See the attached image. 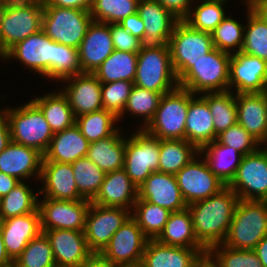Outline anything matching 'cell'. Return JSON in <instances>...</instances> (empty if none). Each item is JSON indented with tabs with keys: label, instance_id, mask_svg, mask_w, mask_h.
<instances>
[{
	"label": "cell",
	"instance_id": "45",
	"mask_svg": "<svg viewBox=\"0 0 267 267\" xmlns=\"http://www.w3.org/2000/svg\"><path fill=\"white\" fill-rule=\"evenodd\" d=\"M163 95L164 93L154 92L134 85L123 112L118 116V120L125 114V110H127L129 114L143 117L144 124L142 126L144 127H140V129L145 128L153 119Z\"/></svg>",
	"mask_w": 267,
	"mask_h": 267
},
{
	"label": "cell",
	"instance_id": "38",
	"mask_svg": "<svg viewBox=\"0 0 267 267\" xmlns=\"http://www.w3.org/2000/svg\"><path fill=\"white\" fill-rule=\"evenodd\" d=\"M26 182L20 181L0 201V220L32 213L38 209V193L33 194Z\"/></svg>",
	"mask_w": 267,
	"mask_h": 267
},
{
	"label": "cell",
	"instance_id": "31",
	"mask_svg": "<svg viewBox=\"0 0 267 267\" xmlns=\"http://www.w3.org/2000/svg\"><path fill=\"white\" fill-rule=\"evenodd\" d=\"M204 157L210 171L226 186L235 177L243 155L231 146H226L214 140L199 149V155Z\"/></svg>",
	"mask_w": 267,
	"mask_h": 267
},
{
	"label": "cell",
	"instance_id": "66",
	"mask_svg": "<svg viewBox=\"0 0 267 267\" xmlns=\"http://www.w3.org/2000/svg\"><path fill=\"white\" fill-rule=\"evenodd\" d=\"M54 267H70V266H59V265H55Z\"/></svg>",
	"mask_w": 267,
	"mask_h": 267
},
{
	"label": "cell",
	"instance_id": "50",
	"mask_svg": "<svg viewBox=\"0 0 267 267\" xmlns=\"http://www.w3.org/2000/svg\"><path fill=\"white\" fill-rule=\"evenodd\" d=\"M81 73L78 49L55 42L54 79L60 80Z\"/></svg>",
	"mask_w": 267,
	"mask_h": 267
},
{
	"label": "cell",
	"instance_id": "56",
	"mask_svg": "<svg viewBox=\"0 0 267 267\" xmlns=\"http://www.w3.org/2000/svg\"><path fill=\"white\" fill-rule=\"evenodd\" d=\"M11 142L10 127L7 116L0 110V152Z\"/></svg>",
	"mask_w": 267,
	"mask_h": 267
},
{
	"label": "cell",
	"instance_id": "53",
	"mask_svg": "<svg viewBox=\"0 0 267 267\" xmlns=\"http://www.w3.org/2000/svg\"><path fill=\"white\" fill-rule=\"evenodd\" d=\"M160 3L166 10H168L171 14H173L177 19L184 20L191 7V3L193 0H156Z\"/></svg>",
	"mask_w": 267,
	"mask_h": 267
},
{
	"label": "cell",
	"instance_id": "19",
	"mask_svg": "<svg viewBox=\"0 0 267 267\" xmlns=\"http://www.w3.org/2000/svg\"><path fill=\"white\" fill-rule=\"evenodd\" d=\"M206 248L165 245L149 239L143 253L142 267H200L206 261Z\"/></svg>",
	"mask_w": 267,
	"mask_h": 267
},
{
	"label": "cell",
	"instance_id": "61",
	"mask_svg": "<svg viewBox=\"0 0 267 267\" xmlns=\"http://www.w3.org/2000/svg\"><path fill=\"white\" fill-rule=\"evenodd\" d=\"M14 261L9 257L6 252L3 237L0 232V267H13Z\"/></svg>",
	"mask_w": 267,
	"mask_h": 267
},
{
	"label": "cell",
	"instance_id": "32",
	"mask_svg": "<svg viewBox=\"0 0 267 267\" xmlns=\"http://www.w3.org/2000/svg\"><path fill=\"white\" fill-rule=\"evenodd\" d=\"M119 130L89 145L87 157L105 173L124 168L125 139Z\"/></svg>",
	"mask_w": 267,
	"mask_h": 267
},
{
	"label": "cell",
	"instance_id": "21",
	"mask_svg": "<svg viewBox=\"0 0 267 267\" xmlns=\"http://www.w3.org/2000/svg\"><path fill=\"white\" fill-rule=\"evenodd\" d=\"M44 233L50 241L56 265L81 267L93 255L84 231L53 229Z\"/></svg>",
	"mask_w": 267,
	"mask_h": 267
},
{
	"label": "cell",
	"instance_id": "51",
	"mask_svg": "<svg viewBox=\"0 0 267 267\" xmlns=\"http://www.w3.org/2000/svg\"><path fill=\"white\" fill-rule=\"evenodd\" d=\"M216 140L223 145L235 148L243 156L254 153L259 149V145H261L239 123L230 126L219 134Z\"/></svg>",
	"mask_w": 267,
	"mask_h": 267
},
{
	"label": "cell",
	"instance_id": "42",
	"mask_svg": "<svg viewBox=\"0 0 267 267\" xmlns=\"http://www.w3.org/2000/svg\"><path fill=\"white\" fill-rule=\"evenodd\" d=\"M71 165L79 194L84 199L92 201L99 192L106 173L87 156L77 159Z\"/></svg>",
	"mask_w": 267,
	"mask_h": 267
},
{
	"label": "cell",
	"instance_id": "48",
	"mask_svg": "<svg viewBox=\"0 0 267 267\" xmlns=\"http://www.w3.org/2000/svg\"><path fill=\"white\" fill-rule=\"evenodd\" d=\"M245 26L240 22L232 19V17H225L222 22L210 33L213 47L220 51L232 54L235 47L237 50L234 53L241 52L243 44Z\"/></svg>",
	"mask_w": 267,
	"mask_h": 267
},
{
	"label": "cell",
	"instance_id": "65",
	"mask_svg": "<svg viewBox=\"0 0 267 267\" xmlns=\"http://www.w3.org/2000/svg\"><path fill=\"white\" fill-rule=\"evenodd\" d=\"M121 267H142L141 265H136V266H121Z\"/></svg>",
	"mask_w": 267,
	"mask_h": 267
},
{
	"label": "cell",
	"instance_id": "35",
	"mask_svg": "<svg viewBox=\"0 0 267 267\" xmlns=\"http://www.w3.org/2000/svg\"><path fill=\"white\" fill-rule=\"evenodd\" d=\"M31 101L41 110L53 134L73 126L76 122L73 110L62 91L51 92Z\"/></svg>",
	"mask_w": 267,
	"mask_h": 267
},
{
	"label": "cell",
	"instance_id": "27",
	"mask_svg": "<svg viewBox=\"0 0 267 267\" xmlns=\"http://www.w3.org/2000/svg\"><path fill=\"white\" fill-rule=\"evenodd\" d=\"M138 199V187L127 175L124 168L106 173L99 192L91 201L106 207H121L132 210Z\"/></svg>",
	"mask_w": 267,
	"mask_h": 267
},
{
	"label": "cell",
	"instance_id": "34",
	"mask_svg": "<svg viewBox=\"0 0 267 267\" xmlns=\"http://www.w3.org/2000/svg\"><path fill=\"white\" fill-rule=\"evenodd\" d=\"M159 147L158 172L161 173L175 175L194 157H199V149L185 139H159Z\"/></svg>",
	"mask_w": 267,
	"mask_h": 267
},
{
	"label": "cell",
	"instance_id": "33",
	"mask_svg": "<svg viewBox=\"0 0 267 267\" xmlns=\"http://www.w3.org/2000/svg\"><path fill=\"white\" fill-rule=\"evenodd\" d=\"M162 244L186 248H205L196 238L188 208L171 212L162 232L156 238Z\"/></svg>",
	"mask_w": 267,
	"mask_h": 267
},
{
	"label": "cell",
	"instance_id": "25",
	"mask_svg": "<svg viewBox=\"0 0 267 267\" xmlns=\"http://www.w3.org/2000/svg\"><path fill=\"white\" fill-rule=\"evenodd\" d=\"M237 123L261 145L267 144V92L236 94Z\"/></svg>",
	"mask_w": 267,
	"mask_h": 267
},
{
	"label": "cell",
	"instance_id": "20",
	"mask_svg": "<svg viewBox=\"0 0 267 267\" xmlns=\"http://www.w3.org/2000/svg\"><path fill=\"white\" fill-rule=\"evenodd\" d=\"M62 80L68 82L62 93L66 96L75 118L104 109L102 83L93 73H80Z\"/></svg>",
	"mask_w": 267,
	"mask_h": 267
},
{
	"label": "cell",
	"instance_id": "14",
	"mask_svg": "<svg viewBox=\"0 0 267 267\" xmlns=\"http://www.w3.org/2000/svg\"><path fill=\"white\" fill-rule=\"evenodd\" d=\"M91 201L58 200L45 197L38 201L41 230L69 229L84 231L86 215Z\"/></svg>",
	"mask_w": 267,
	"mask_h": 267
},
{
	"label": "cell",
	"instance_id": "13",
	"mask_svg": "<svg viewBox=\"0 0 267 267\" xmlns=\"http://www.w3.org/2000/svg\"><path fill=\"white\" fill-rule=\"evenodd\" d=\"M131 210L91 203L86 215L84 234L89 250L100 254L113 234L131 216Z\"/></svg>",
	"mask_w": 267,
	"mask_h": 267
},
{
	"label": "cell",
	"instance_id": "60",
	"mask_svg": "<svg viewBox=\"0 0 267 267\" xmlns=\"http://www.w3.org/2000/svg\"><path fill=\"white\" fill-rule=\"evenodd\" d=\"M263 267H267V235H265L254 249Z\"/></svg>",
	"mask_w": 267,
	"mask_h": 267
},
{
	"label": "cell",
	"instance_id": "6",
	"mask_svg": "<svg viewBox=\"0 0 267 267\" xmlns=\"http://www.w3.org/2000/svg\"><path fill=\"white\" fill-rule=\"evenodd\" d=\"M189 91L176 87L164 93L153 119L143 130L157 139H185Z\"/></svg>",
	"mask_w": 267,
	"mask_h": 267
},
{
	"label": "cell",
	"instance_id": "44",
	"mask_svg": "<svg viewBox=\"0 0 267 267\" xmlns=\"http://www.w3.org/2000/svg\"><path fill=\"white\" fill-rule=\"evenodd\" d=\"M225 1L228 0H203L183 21L195 30L211 33L226 17Z\"/></svg>",
	"mask_w": 267,
	"mask_h": 267
},
{
	"label": "cell",
	"instance_id": "17",
	"mask_svg": "<svg viewBox=\"0 0 267 267\" xmlns=\"http://www.w3.org/2000/svg\"><path fill=\"white\" fill-rule=\"evenodd\" d=\"M201 161L194 157L175 174L181 195L187 205L207 199L226 186L210 171L205 159Z\"/></svg>",
	"mask_w": 267,
	"mask_h": 267
},
{
	"label": "cell",
	"instance_id": "57",
	"mask_svg": "<svg viewBox=\"0 0 267 267\" xmlns=\"http://www.w3.org/2000/svg\"><path fill=\"white\" fill-rule=\"evenodd\" d=\"M20 182L15 177L0 172V198L6 196Z\"/></svg>",
	"mask_w": 267,
	"mask_h": 267
},
{
	"label": "cell",
	"instance_id": "40",
	"mask_svg": "<svg viewBox=\"0 0 267 267\" xmlns=\"http://www.w3.org/2000/svg\"><path fill=\"white\" fill-rule=\"evenodd\" d=\"M118 117L111 111L101 109L96 112L76 117L75 124L81 134L90 142H96L114 134L119 128L114 127Z\"/></svg>",
	"mask_w": 267,
	"mask_h": 267
},
{
	"label": "cell",
	"instance_id": "29",
	"mask_svg": "<svg viewBox=\"0 0 267 267\" xmlns=\"http://www.w3.org/2000/svg\"><path fill=\"white\" fill-rule=\"evenodd\" d=\"M189 91V107L185 123V140L198 149L215 140L213 117L208 103Z\"/></svg>",
	"mask_w": 267,
	"mask_h": 267
},
{
	"label": "cell",
	"instance_id": "2",
	"mask_svg": "<svg viewBox=\"0 0 267 267\" xmlns=\"http://www.w3.org/2000/svg\"><path fill=\"white\" fill-rule=\"evenodd\" d=\"M267 235V201L238 200L225 240L227 247L254 250Z\"/></svg>",
	"mask_w": 267,
	"mask_h": 267
},
{
	"label": "cell",
	"instance_id": "49",
	"mask_svg": "<svg viewBox=\"0 0 267 267\" xmlns=\"http://www.w3.org/2000/svg\"><path fill=\"white\" fill-rule=\"evenodd\" d=\"M133 86V82L126 80L102 83L101 93L104 109L118 117L123 112Z\"/></svg>",
	"mask_w": 267,
	"mask_h": 267
},
{
	"label": "cell",
	"instance_id": "10",
	"mask_svg": "<svg viewBox=\"0 0 267 267\" xmlns=\"http://www.w3.org/2000/svg\"><path fill=\"white\" fill-rule=\"evenodd\" d=\"M159 154V139L143 129L125 138L124 169L138 188L152 172H158Z\"/></svg>",
	"mask_w": 267,
	"mask_h": 267
},
{
	"label": "cell",
	"instance_id": "52",
	"mask_svg": "<svg viewBox=\"0 0 267 267\" xmlns=\"http://www.w3.org/2000/svg\"><path fill=\"white\" fill-rule=\"evenodd\" d=\"M109 28L115 50L132 53H139L141 51L140 39L133 36L119 23L109 24Z\"/></svg>",
	"mask_w": 267,
	"mask_h": 267
},
{
	"label": "cell",
	"instance_id": "28",
	"mask_svg": "<svg viewBox=\"0 0 267 267\" xmlns=\"http://www.w3.org/2000/svg\"><path fill=\"white\" fill-rule=\"evenodd\" d=\"M43 155L36 149L10 142L0 152V172L15 177L19 181L32 175L40 178Z\"/></svg>",
	"mask_w": 267,
	"mask_h": 267
},
{
	"label": "cell",
	"instance_id": "43",
	"mask_svg": "<svg viewBox=\"0 0 267 267\" xmlns=\"http://www.w3.org/2000/svg\"><path fill=\"white\" fill-rule=\"evenodd\" d=\"M248 7V24L245 26L241 52L267 61V22Z\"/></svg>",
	"mask_w": 267,
	"mask_h": 267
},
{
	"label": "cell",
	"instance_id": "16",
	"mask_svg": "<svg viewBox=\"0 0 267 267\" xmlns=\"http://www.w3.org/2000/svg\"><path fill=\"white\" fill-rule=\"evenodd\" d=\"M137 13L144 22L141 50L169 47L176 24L180 21L156 0H139Z\"/></svg>",
	"mask_w": 267,
	"mask_h": 267
},
{
	"label": "cell",
	"instance_id": "4",
	"mask_svg": "<svg viewBox=\"0 0 267 267\" xmlns=\"http://www.w3.org/2000/svg\"><path fill=\"white\" fill-rule=\"evenodd\" d=\"M3 111L9 122L11 141L44 155L54 134L41 110L30 100L22 107Z\"/></svg>",
	"mask_w": 267,
	"mask_h": 267
},
{
	"label": "cell",
	"instance_id": "24",
	"mask_svg": "<svg viewBox=\"0 0 267 267\" xmlns=\"http://www.w3.org/2000/svg\"><path fill=\"white\" fill-rule=\"evenodd\" d=\"M0 232L6 252L14 261L27 244L42 232L39 210L0 220Z\"/></svg>",
	"mask_w": 267,
	"mask_h": 267
},
{
	"label": "cell",
	"instance_id": "55",
	"mask_svg": "<svg viewBox=\"0 0 267 267\" xmlns=\"http://www.w3.org/2000/svg\"><path fill=\"white\" fill-rule=\"evenodd\" d=\"M93 0H45L43 5L90 11Z\"/></svg>",
	"mask_w": 267,
	"mask_h": 267
},
{
	"label": "cell",
	"instance_id": "3",
	"mask_svg": "<svg viewBox=\"0 0 267 267\" xmlns=\"http://www.w3.org/2000/svg\"><path fill=\"white\" fill-rule=\"evenodd\" d=\"M231 55L213 48L178 79L179 86L194 95L228 91Z\"/></svg>",
	"mask_w": 267,
	"mask_h": 267
},
{
	"label": "cell",
	"instance_id": "7",
	"mask_svg": "<svg viewBox=\"0 0 267 267\" xmlns=\"http://www.w3.org/2000/svg\"><path fill=\"white\" fill-rule=\"evenodd\" d=\"M43 4L7 2L0 20V58L42 29Z\"/></svg>",
	"mask_w": 267,
	"mask_h": 267
},
{
	"label": "cell",
	"instance_id": "41",
	"mask_svg": "<svg viewBox=\"0 0 267 267\" xmlns=\"http://www.w3.org/2000/svg\"><path fill=\"white\" fill-rule=\"evenodd\" d=\"M206 260L213 267H263L254 250L235 249L222 243L207 250Z\"/></svg>",
	"mask_w": 267,
	"mask_h": 267
},
{
	"label": "cell",
	"instance_id": "23",
	"mask_svg": "<svg viewBox=\"0 0 267 267\" xmlns=\"http://www.w3.org/2000/svg\"><path fill=\"white\" fill-rule=\"evenodd\" d=\"M138 197L152 204L177 212L187 208L175 175L152 172L138 188Z\"/></svg>",
	"mask_w": 267,
	"mask_h": 267
},
{
	"label": "cell",
	"instance_id": "8",
	"mask_svg": "<svg viewBox=\"0 0 267 267\" xmlns=\"http://www.w3.org/2000/svg\"><path fill=\"white\" fill-rule=\"evenodd\" d=\"M134 85L158 93H167L179 86L171 62L169 47L145 49L138 53Z\"/></svg>",
	"mask_w": 267,
	"mask_h": 267
},
{
	"label": "cell",
	"instance_id": "18",
	"mask_svg": "<svg viewBox=\"0 0 267 267\" xmlns=\"http://www.w3.org/2000/svg\"><path fill=\"white\" fill-rule=\"evenodd\" d=\"M236 94L267 92V61L243 52L232 53L229 90Z\"/></svg>",
	"mask_w": 267,
	"mask_h": 267
},
{
	"label": "cell",
	"instance_id": "11",
	"mask_svg": "<svg viewBox=\"0 0 267 267\" xmlns=\"http://www.w3.org/2000/svg\"><path fill=\"white\" fill-rule=\"evenodd\" d=\"M228 186L240 200L267 201V148L244 155Z\"/></svg>",
	"mask_w": 267,
	"mask_h": 267
},
{
	"label": "cell",
	"instance_id": "9",
	"mask_svg": "<svg viewBox=\"0 0 267 267\" xmlns=\"http://www.w3.org/2000/svg\"><path fill=\"white\" fill-rule=\"evenodd\" d=\"M168 45L177 79L214 48L210 33L195 30L183 20L176 24Z\"/></svg>",
	"mask_w": 267,
	"mask_h": 267
},
{
	"label": "cell",
	"instance_id": "62",
	"mask_svg": "<svg viewBox=\"0 0 267 267\" xmlns=\"http://www.w3.org/2000/svg\"><path fill=\"white\" fill-rule=\"evenodd\" d=\"M6 1L13 3H40V4L45 3V0H6Z\"/></svg>",
	"mask_w": 267,
	"mask_h": 267
},
{
	"label": "cell",
	"instance_id": "26",
	"mask_svg": "<svg viewBox=\"0 0 267 267\" xmlns=\"http://www.w3.org/2000/svg\"><path fill=\"white\" fill-rule=\"evenodd\" d=\"M40 181L43 186L39 194L58 200H82L74 180L71 163L42 161Z\"/></svg>",
	"mask_w": 267,
	"mask_h": 267
},
{
	"label": "cell",
	"instance_id": "12",
	"mask_svg": "<svg viewBox=\"0 0 267 267\" xmlns=\"http://www.w3.org/2000/svg\"><path fill=\"white\" fill-rule=\"evenodd\" d=\"M148 240L136 220L130 216L113 234L100 255L120 267L140 265Z\"/></svg>",
	"mask_w": 267,
	"mask_h": 267
},
{
	"label": "cell",
	"instance_id": "64",
	"mask_svg": "<svg viewBox=\"0 0 267 267\" xmlns=\"http://www.w3.org/2000/svg\"><path fill=\"white\" fill-rule=\"evenodd\" d=\"M200 267H213L207 260Z\"/></svg>",
	"mask_w": 267,
	"mask_h": 267
},
{
	"label": "cell",
	"instance_id": "15",
	"mask_svg": "<svg viewBox=\"0 0 267 267\" xmlns=\"http://www.w3.org/2000/svg\"><path fill=\"white\" fill-rule=\"evenodd\" d=\"M54 48L55 41L51 40L41 29L35 34L16 43L3 56L4 59L16 58L42 77L54 79Z\"/></svg>",
	"mask_w": 267,
	"mask_h": 267
},
{
	"label": "cell",
	"instance_id": "30",
	"mask_svg": "<svg viewBox=\"0 0 267 267\" xmlns=\"http://www.w3.org/2000/svg\"><path fill=\"white\" fill-rule=\"evenodd\" d=\"M89 145L90 142L74 124L61 132L54 133L42 161L73 163L87 156Z\"/></svg>",
	"mask_w": 267,
	"mask_h": 267
},
{
	"label": "cell",
	"instance_id": "5",
	"mask_svg": "<svg viewBox=\"0 0 267 267\" xmlns=\"http://www.w3.org/2000/svg\"><path fill=\"white\" fill-rule=\"evenodd\" d=\"M92 21L90 11L43 5L42 30L63 45L78 49Z\"/></svg>",
	"mask_w": 267,
	"mask_h": 267
},
{
	"label": "cell",
	"instance_id": "54",
	"mask_svg": "<svg viewBox=\"0 0 267 267\" xmlns=\"http://www.w3.org/2000/svg\"><path fill=\"white\" fill-rule=\"evenodd\" d=\"M119 24L138 39H141L144 35V22L137 12L127 16Z\"/></svg>",
	"mask_w": 267,
	"mask_h": 267
},
{
	"label": "cell",
	"instance_id": "36",
	"mask_svg": "<svg viewBox=\"0 0 267 267\" xmlns=\"http://www.w3.org/2000/svg\"><path fill=\"white\" fill-rule=\"evenodd\" d=\"M138 53L114 50L112 54L93 72L101 83L120 80L134 82Z\"/></svg>",
	"mask_w": 267,
	"mask_h": 267
},
{
	"label": "cell",
	"instance_id": "37",
	"mask_svg": "<svg viewBox=\"0 0 267 267\" xmlns=\"http://www.w3.org/2000/svg\"><path fill=\"white\" fill-rule=\"evenodd\" d=\"M233 90L208 92L201 96L209 105L213 117L215 140L217 136L237 123V108Z\"/></svg>",
	"mask_w": 267,
	"mask_h": 267
},
{
	"label": "cell",
	"instance_id": "1",
	"mask_svg": "<svg viewBox=\"0 0 267 267\" xmlns=\"http://www.w3.org/2000/svg\"><path fill=\"white\" fill-rule=\"evenodd\" d=\"M238 200V195L225 186L209 198L187 206L194 234L207 250L225 240Z\"/></svg>",
	"mask_w": 267,
	"mask_h": 267
},
{
	"label": "cell",
	"instance_id": "46",
	"mask_svg": "<svg viewBox=\"0 0 267 267\" xmlns=\"http://www.w3.org/2000/svg\"><path fill=\"white\" fill-rule=\"evenodd\" d=\"M55 265L50 241L46 234L41 232L14 260L13 267H54Z\"/></svg>",
	"mask_w": 267,
	"mask_h": 267
},
{
	"label": "cell",
	"instance_id": "22",
	"mask_svg": "<svg viewBox=\"0 0 267 267\" xmlns=\"http://www.w3.org/2000/svg\"><path fill=\"white\" fill-rule=\"evenodd\" d=\"M114 50L109 24L92 21L78 48L81 73H93Z\"/></svg>",
	"mask_w": 267,
	"mask_h": 267
},
{
	"label": "cell",
	"instance_id": "47",
	"mask_svg": "<svg viewBox=\"0 0 267 267\" xmlns=\"http://www.w3.org/2000/svg\"><path fill=\"white\" fill-rule=\"evenodd\" d=\"M139 0H93L90 14L93 21L118 24L137 12Z\"/></svg>",
	"mask_w": 267,
	"mask_h": 267
},
{
	"label": "cell",
	"instance_id": "58",
	"mask_svg": "<svg viewBox=\"0 0 267 267\" xmlns=\"http://www.w3.org/2000/svg\"><path fill=\"white\" fill-rule=\"evenodd\" d=\"M81 267H120L104 259L100 254H93Z\"/></svg>",
	"mask_w": 267,
	"mask_h": 267
},
{
	"label": "cell",
	"instance_id": "39",
	"mask_svg": "<svg viewBox=\"0 0 267 267\" xmlns=\"http://www.w3.org/2000/svg\"><path fill=\"white\" fill-rule=\"evenodd\" d=\"M133 212V213H132ZM131 216L148 239H156L168 221L170 211L138 197Z\"/></svg>",
	"mask_w": 267,
	"mask_h": 267
},
{
	"label": "cell",
	"instance_id": "63",
	"mask_svg": "<svg viewBox=\"0 0 267 267\" xmlns=\"http://www.w3.org/2000/svg\"><path fill=\"white\" fill-rule=\"evenodd\" d=\"M6 3H7L6 0H0V20H1V15H2V12L5 8Z\"/></svg>",
	"mask_w": 267,
	"mask_h": 267
},
{
	"label": "cell",
	"instance_id": "59",
	"mask_svg": "<svg viewBox=\"0 0 267 267\" xmlns=\"http://www.w3.org/2000/svg\"><path fill=\"white\" fill-rule=\"evenodd\" d=\"M244 2H248L251 9L267 22V0H246Z\"/></svg>",
	"mask_w": 267,
	"mask_h": 267
}]
</instances>
